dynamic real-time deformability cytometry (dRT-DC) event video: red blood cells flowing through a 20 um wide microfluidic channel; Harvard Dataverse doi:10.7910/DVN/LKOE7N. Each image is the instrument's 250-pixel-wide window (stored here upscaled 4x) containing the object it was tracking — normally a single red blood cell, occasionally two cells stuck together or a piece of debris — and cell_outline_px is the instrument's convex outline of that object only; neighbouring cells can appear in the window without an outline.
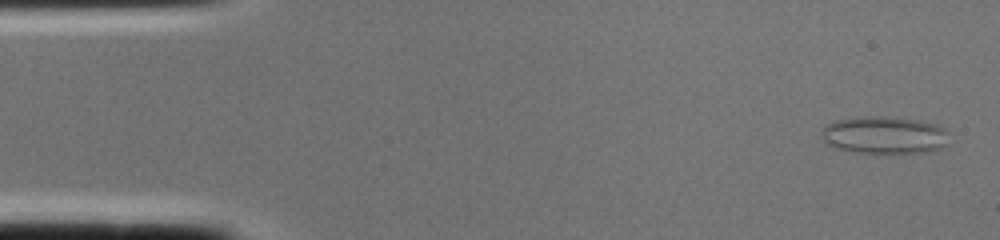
{"species": "common noctule bat (a hibernating species)", "species_latin": "Nyctalus noctula", "temperature_condition": "cold", "stored_images_in_passage": 2, "camera_frame_rate_fps": 3000, "um_per_image_px": 0.085, "animal": {"sex": "female", "body_mass_g": 22.0, "forearm_length_mm": 56.7}, "frame": {"image": 1, "passage_image": 1, "time_ms": 0.0, "image_size_px": [1000, 240], "cell_outline_px": [[948, 144], [944, 148], [924, 152], [852, 152], [836, 148], [828, 144], [824, 140], [820, 132], [828, 124], [836, 120], [856, 116], [880, 116], [920, 120], [936, 124], [948, 128]], "centroid_in_image_um": [75.21, 11.46], "position_along_channel_um": 9.8, "area_um2": 28.03}}
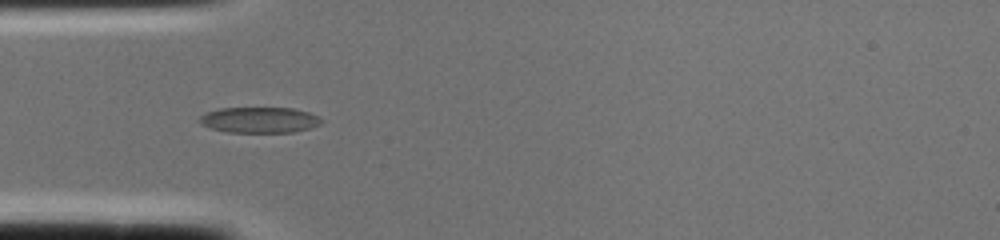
{"frame": {"image": 2, "passage_image": 2, "time_ms": 0.333, "image_size_px": [1000, 240], "cell_outline_px": [[324, 120], [320, 124], [308, 128], [292, 132], [228, 132], [208, 128], [200, 124], [196, 120], [204, 112], [220, 108], [292, 108], [308, 112], [320, 116]], "centroid_in_image_um": [22.0, 10.19], "position_along_channel_um": 63.0, "area_um2": 18.5}}